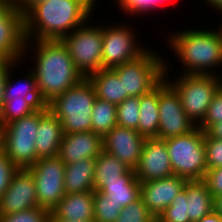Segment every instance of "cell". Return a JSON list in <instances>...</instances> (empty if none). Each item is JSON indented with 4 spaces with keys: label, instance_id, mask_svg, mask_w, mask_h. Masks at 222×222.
I'll list each match as a JSON object with an SVG mask.
<instances>
[{
    "label": "cell",
    "instance_id": "obj_1",
    "mask_svg": "<svg viewBox=\"0 0 222 222\" xmlns=\"http://www.w3.org/2000/svg\"><path fill=\"white\" fill-rule=\"evenodd\" d=\"M29 50L34 51L32 56L35 55L34 58L29 57L35 62L31 64H36L31 65L30 69L35 74L40 97L46 105L84 78L75 68L74 62L61 40L26 41L25 61Z\"/></svg>",
    "mask_w": 222,
    "mask_h": 222
},
{
    "label": "cell",
    "instance_id": "obj_2",
    "mask_svg": "<svg viewBox=\"0 0 222 222\" xmlns=\"http://www.w3.org/2000/svg\"><path fill=\"white\" fill-rule=\"evenodd\" d=\"M97 1L49 0L36 4L24 16L26 41L61 40L94 16Z\"/></svg>",
    "mask_w": 222,
    "mask_h": 222
},
{
    "label": "cell",
    "instance_id": "obj_3",
    "mask_svg": "<svg viewBox=\"0 0 222 222\" xmlns=\"http://www.w3.org/2000/svg\"><path fill=\"white\" fill-rule=\"evenodd\" d=\"M218 28L197 29L193 27L182 31H171L165 38L182 63L183 71L177 74L221 75L215 68L222 65V23ZM174 32V33H173ZM213 68V69H212Z\"/></svg>",
    "mask_w": 222,
    "mask_h": 222
},
{
    "label": "cell",
    "instance_id": "obj_4",
    "mask_svg": "<svg viewBox=\"0 0 222 222\" xmlns=\"http://www.w3.org/2000/svg\"><path fill=\"white\" fill-rule=\"evenodd\" d=\"M96 92L88 78L55 97L48 109L60 120L64 134L92 131L91 115Z\"/></svg>",
    "mask_w": 222,
    "mask_h": 222
},
{
    "label": "cell",
    "instance_id": "obj_5",
    "mask_svg": "<svg viewBox=\"0 0 222 222\" xmlns=\"http://www.w3.org/2000/svg\"><path fill=\"white\" fill-rule=\"evenodd\" d=\"M169 63L166 62L165 79L179 93L186 115L197 126L204 118L213 96L221 87V75L181 74L170 79ZM176 78V79H175Z\"/></svg>",
    "mask_w": 222,
    "mask_h": 222
},
{
    "label": "cell",
    "instance_id": "obj_6",
    "mask_svg": "<svg viewBox=\"0 0 222 222\" xmlns=\"http://www.w3.org/2000/svg\"><path fill=\"white\" fill-rule=\"evenodd\" d=\"M156 52L148 47L138 58L112 68L123 81L124 100L150 93L165 79L167 59Z\"/></svg>",
    "mask_w": 222,
    "mask_h": 222
},
{
    "label": "cell",
    "instance_id": "obj_7",
    "mask_svg": "<svg viewBox=\"0 0 222 222\" xmlns=\"http://www.w3.org/2000/svg\"><path fill=\"white\" fill-rule=\"evenodd\" d=\"M205 132L199 127L186 135L165 140L174 175L188 181L203 180L206 167Z\"/></svg>",
    "mask_w": 222,
    "mask_h": 222
},
{
    "label": "cell",
    "instance_id": "obj_8",
    "mask_svg": "<svg viewBox=\"0 0 222 222\" xmlns=\"http://www.w3.org/2000/svg\"><path fill=\"white\" fill-rule=\"evenodd\" d=\"M39 119L40 108L2 126V151L17 168H29L37 161L35 139Z\"/></svg>",
    "mask_w": 222,
    "mask_h": 222
},
{
    "label": "cell",
    "instance_id": "obj_9",
    "mask_svg": "<svg viewBox=\"0 0 222 222\" xmlns=\"http://www.w3.org/2000/svg\"><path fill=\"white\" fill-rule=\"evenodd\" d=\"M91 23L87 21L61 39L84 78L102 69L103 25Z\"/></svg>",
    "mask_w": 222,
    "mask_h": 222
},
{
    "label": "cell",
    "instance_id": "obj_10",
    "mask_svg": "<svg viewBox=\"0 0 222 222\" xmlns=\"http://www.w3.org/2000/svg\"><path fill=\"white\" fill-rule=\"evenodd\" d=\"M106 25V26H105ZM103 25L102 69H111L132 61L147 49L137 40V34L129 24ZM140 44V45H139Z\"/></svg>",
    "mask_w": 222,
    "mask_h": 222
},
{
    "label": "cell",
    "instance_id": "obj_11",
    "mask_svg": "<svg viewBox=\"0 0 222 222\" xmlns=\"http://www.w3.org/2000/svg\"><path fill=\"white\" fill-rule=\"evenodd\" d=\"M36 185L38 206L51 210L65 196V164L58 156L39 158L29 167Z\"/></svg>",
    "mask_w": 222,
    "mask_h": 222
},
{
    "label": "cell",
    "instance_id": "obj_12",
    "mask_svg": "<svg viewBox=\"0 0 222 222\" xmlns=\"http://www.w3.org/2000/svg\"><path fill=\"white\" fill-rule=\"evenodd\" d=\"M158 108L159 139L186 135L197 127L186 115L179 93L166 79L159 84Z\"/></svg>",
    "mask_w": 222,
    "mask_h": 222
},
{
    "label": "cell",
    "instance_id": "obj_13",
    "mask_svg": "<svg viewBox=\"0 0 222 222\" xmlns=\"http://www.w3.org/2000/svg\"><path fill=\"white\" fill-rule=\"evenodd\" d=\"M24 14L14 0H0V59L23 63L25 51Z\"/></svg>",
    "mask_w": 222,
    "mask_h": 222
},
{
    "label": "cell",
    "instance_id": "obj_14",
    "mask_svg": "<svg viewBox=\"0 0 222 222\" xmlns=\"http://www.w3.org/2000/svg\"><path fill=\"white\" fill-rule=\"evenodd\" d=\"M38 206L36 185L29 168H18L10 186L0 197V215H8Z\"/></svg>",
    "mask_w": 222,
    "mask_h": 222
},
{
    "label": "cell",
    "instance_id": "obj_15",
    "mask_svg": "<svg viewBox=\"0 0 222 222\" xmlns=\"http://www.w3.org/2000/svg\"><path fill=\"white\" fill-rule=\"evenodd\" d=\"M135 175L140 183L174 175L164 139L145 138Z\"/></svg>",
    "mask_w": 222,
    "mask_h": 222
},
{
    "label": "cell",
    "instance_id": "obj_16",
    "mask_svg": "<svg viewBox=\"0 0 222 222\" xmlns=\"http://www.w3.org/2000/svg\"><path fill=\"white\" fill-rule=\"evenodd\" d=\"M144 141L145 138L137 130L117 125L103 137V150L135 170Z\"/></svg>",
    "mask_w": 222,
    "mask_h": 222
},
{
    "label": "cell",
    "instance_id": "obj_17",
    "mask_svg": "<svg viewBox=\"0 0 222 222\" xmlns=\"http://www.w3.org/2000/svg\"><path fill=\"white\" fill-rule=\"evenodd\" d=\"M188 180L177 175L140 183V198L150 213L159 215L173 202L175 196L184 190Z\"/></svg>",
    "mask_w": 222,
    "mask_h": 222
},
{
    "label": "cell",
    "instance_id": "obj_18",
    "mask_svg": "<svg viewBox=\"0 0 222 222\" xmlns=\"http://www.w3.org/2000/svg\"><path fill=\"white\" fill-rule=\"evenodd\" d=\"M103 151V137L89 132L64 134L58 157L67 165L81 159H96Z\"/></svg>",
    "mask_w": 222,
    "mask_h": 222
},
{
    "label": "cell",
    "instance_id": "obj_19",
    "mask_svg": "<svg viewBox=\"0 0 222 222\" xmlns=\"http://www.w3.org/2000/svg\"><path fill=\"white\" fill-rule=\"evenodd\" d=\"M63 135L60 120L48 109L47 105L40 107L39 126L35 139L37 160L57 156Z\"/></svg>",
    "mask_w": 222,
    "mask_h": 222
},
{
    "label": "cell",
    "instance_id": "obj_20",
    "mask_svg": "<svg viewBox=\"0 0 222 222\" xmlns=\"http://www.w3.org/2000/svg\"><path fill=\"white\" fill-rule=\"evenodd\" d=\"M94 191L65 194L51 210L50 219L94 220Z\"/></svg>",
    "mask_w": 222,
    "mask_h": 222
},
{
    "label": "cell",
    "instance_id": "obj_21",
    "mask_svg": "<svg viewBox=\"0 0 222 222\" xmlns=\"http://www.w3.org/2000/svg\"><path fill=\"white\" fill-rule=\"evenodd\" d=\"M96 190L123 208L140 199V182L136 178L135 170L132 169L122 175L119 180L104 181Z\"/></svg>",
    "mask_w": 222,
    "mask_h": 222
},
{
    "label": "cell",
    "instance_id": "obj_22",
    "mask_svg": "<svg viewBox=\"0 0 222 222\" xmlns=\"http://www.w3.org/2000/svg\"><path fill=\"white\" fill-rule=\"evenodd\" d=\"M95 159H81L65 165L64 190L66 194L95 190Z\"/></svg>",
    "mask_w": 222,
    "mask_h": 222
},
{
    "label": "cell",
    "instance_id": "obj_23",
    "mask_svg": "<svg viewBox=\"0 0 222 222\" xmlns=\"http://www.w3.org/2000/svg\"><path fill=\"white\" fill-rule=\"evenodd\" d=\"M19 63L20 62H17L16 67L13 66L9 70L4 92V102L8 100H30L37 108L45 106L46 104L42 101L37 88L35 74L30 68L27 69V72L23 78L24 80L19 79L18 81L17 79L16 82L13 79V69H16L17 66H19Z\"/></svg>",
    "mask_w": 222,
    "mask_h": 222
},
{
    "label": "cell",
    "instance_id": "obj_24",
    "mask_svg": "<svg viewBox=\"0 0 222 222\" xmlns=\"http://www.w3.org/2000/svg\"><path fill=\"white\" fill-rule=\"evenodd\" d=\"M186 196L190 222H197L215 210V198L203 180L188 181Z\"/></svg>",
    "mask_w": 222,
    "mask_h": 222
},
{
    "label": "cell",
    "instance_id": "obj_25",
    "mask_svg": "<svg viewBox=\"0 0 222 222\" xmlns=\"http://www.w3.org/2000/svg\"><path fill=\"white\" fill-rule=\"evenodd\" d=\"M92 83L96 97L118 105L124 101L123 81H120L117 73L111 69H101L88 77Z\"/></svg>",
    "mask_w": 222,
    "mask_h": 222
},
{
    "label": "cell",
    "instance_id": "obj_26",
    "mask_svg": "<svg viewBox=\"0 0 222 222\" xmlns=\"http://www.w3.org/2000/svg\"><path fill=\"white\" fill-rule=\"evenodd\" d=\"M159 85L150 93L139 97L138 132L144 138H158L159 129Z\"/></svg>",
    "mask_w": 222,
    "mask_h": 222
},
{
    "label": "cell",
    "instance_id": "obj_27",
    "mask_svg": "<svg viewBox=\"0 0 222 222\" xmlns=\"http://www.w3.org/2000/svg\"><path fill=\"white\" fill-rule=\"evenodd\" d=\"M130 168L115 156L102 151L95 159L94 185L95 190L104 181L119 180Z\"/></svg>",
    "mask_w": 222,
    "mask_h": 222
},
{
    "label": "cell",
    "instance_id": "obj_28",
    "mask_svg": "<svg viewBox=\"0 0 222 222\" xmlns=\"http://www.w3.org/2000/svg\"><path fill=\"white\" fill-rule=\"evenodd\" d=\"M91 117L92 131L104 137L117 126V105L96 98Z\"/></svg>",
    "mask_w": 222,
    "mask_h": 222
},
{
    "label": "cell",
    "instance_id": "obj_29",
    "mask_svg": "<svg viewBox=\"0 0 222 222\" xmlns=\"http://www.w3.org/2000/svg\"><path fill=\"white\" fill-rule=\"evenodd\" d=\"M38 108L30 100H8L4 102L0 111V124L7 125L10 122L26 117Z\"/></svg>",
    "mask_w": 222,
    "mask_h": 222
},
{
    "label": "cell",
    "instance_id": "obj_30",
    "mask_svg": "<svg viewBox=\"0 0 222 222\" xmlns=\"http://www.w3.org/2000/svg\"><path fill=\"white\" fill-rule=\"evenodd\" d=\"M139 97H128L117 105V125L138 131Z\"/></svg>",
    "mask_w": 222,
    "mask_h": 222
},
{
    "label": "cell",
    "instance_id": "obj_31",
    "mask_svg": "<svg viewBox=\"0 0 222 222\" xmlns=\"http://www.w3.org/2000/svg\"><path fill=\"white\" fill-rule=\"evenodd\" d=\"M173 1V0H172ZM117 7L120 8L124 14L128 16H145V13L150 15L153 11L159 8H166L165 5H169L170 0H115ZM168 2V3H167Z\"/></svg>",
    "mask_w": 222,
    "mask_h": 222
},
{
    "label": "cell",
    "instance_id": "obj_32",
    "mask_svg": "<svg viewBox=\"0 0 222 222\" xmlns=\"http://www.w3.org/2000/svg\"><path fill=\"white\" fill-rule=\"evenodd\" d=\"M94 221L116 222L122 206H118L109 200V197L98 190H94Z\"/></svg>",
    "mask_w": 222,
    "mask_h": 222
},
{
    "label": "cell",
    "instance_id": "obj_33",
    "mask_svg": "<svg viewBox=\"0 0 222 222\" xmlns=\"http://www.w3.org/2000/svg\"><path fill=\"white\" fill-rule=\"evenodd\" d=\"M161 222H190L187 208L186 185L184 190L178 193L170 206L158 217Z\"/></svg>",
    "mask_w": 222,
    "mask_h": 222
},
{
    "label": "cell",
    "instance_id": "obj_34",
    "mask_svg": "<svg viewBox=\"0 0 222 222\" xmlns=\"http://www.w3.org/2000/svg\"><path fill=\"white\" fill-rule=\"evenodd\" d=\"M155 217L150 213L143 200L130 203L120 211L116 222H153Z\"/></svg>",
    "mask_w": 222,
    "mask_h": 222
},
{
    "label": "cell",
    "instance_id": "obj_35",
    "mask_svg": "<svg viewBox=\"0 0 222 222\" xmlns=\"http://www.w3.org/2000/svg\"><path fill=\"white\" fill-rule=\"evenodd\" d=\"M50 211L42 207L30 208L8 215H0V222H49Z\"/></svg>",
    "mask_w": 222,
    "mask_h": 222
},
{
    "label": "cell",
    "instance_id": "obj_36",
    "mask_svg": "<svg viewBox=\"0 0 222 222\" xmlns=\"http://www.w3.org/2000/svg\"><path fill=\"white\" fill-rule=\"evenodd\" d=\"M222 121V87L213 96L203 120L197 125L204 132L213 124Z\"/></svg>",
    "mask_w": 222,
    "mask_h": 222
},
{
    "label": "cell",
    "instance_id": "obj_37",
    "mask_svg": "<svg viewBox=\"0 0 222 222\" xmlns=\"http://www.w3.org/2000/svg\"><path fill=\"white\" fill-rule=\"evenodd\" d=\"M204 145L207 170L222 167V140L212 138L205 132Z\"/></svg>",
    "mask_w": 222,
    "mask_h": 222
},
{
    "label": "cell",
    "instance_id": "obj_38",
    "mask_svg": "<svg viewBox=\"0 0 222 222\" xmlns=\"http://www.w3.org/2000/svg\"><path fill=\"white\" fill-rule=\"evenodd\" d=\"M17 169L18 168L1 150L0 151V197L10 186L12 176L14 175Z\"/></svg>",
    "mask_w": 222,
    "mask_h": 222
},
{
    "label": "cell",
    "instance_id": "obj_39",
    "mask_svg": "<svg viewBox=\"0 0 222 222\" xmlns=\"http://www.w3.org/2000/svg\"><path fill=\"white\" fill-rule=\"evenodd\" d=\"M203 181L214 198L222 194V167L207 170Z\"/></svg>",
    "mask_w": 222,
    "mask_h": 222
},
{
    "label": "cell",
    "instance_id": "obj_40",
    "mask_svg": "<svg viewBox=\"0 0 222 222\" xmlns=\"http://www.w3.org/2000/svg\"><path fill=\"white\" fill-rule=\"evenodd\" d=\"M17 61H10L8 59H0V111L4 105V92L9 70L16 66Z\"/></svg>",
    "mask_w": 222,
    "mask_h": 222
},
{
    "label": "cell",
    "instance_id": "obj_41",
    "mask_svg": "<svg viewBox=\"0 0 222 222\" xmlns=\"http://www.w3.org/2000/svg\"><path fill=\"white\" fill-rule=\"evenodd\" d=\"M18 9L24 14V16L38 3L49 0H14Z\"/></svg>",
    "mask_w": 222,
    "mask_h": 222
},
{
    "label": "cell",
    "instance_id": "obj_42",
    "mask_svg": "<svg viewBox=\"0 0 222 222\" xmlns=\"http://www.w3.org/2000/svg\"><path fill=\"white\" fill-rule=\"evenodd\" d=\"M205 132L212 138L222 140V121L211 125Z\"/></svg>",
    "mask_w": 222,
    "mask_h": 222
},
{
    "label": "cell",
    "instance_id": "obj_43",
    "mask_svg": "<svg viewBox=\"0 0 222 222\" xmlns=\"http://www.w3.org/2000/svg\"><path fill=\"white\" fill-rule=\"evenodd\" d=\"M197 222H222V217L216 210H213L211 213L205 215Z\"/></svg>",
    "mask_w": 222,
    "mask_h": 222
},
{
    "label": "cell",
    "instance_id": "obj_44",
    "mask_svg": "<svg viewBox=\"0 0 222 222\" xmlns=\"http://www.w3.org/2000/svg\"><path fill=\"white\" fill-rule=\"evenodd\" d=\"M204 2H207L206 4L210 7H212L213 8V11L214 10H218V12L219 13H221V14H219V15H222V0H203Z\"/></svg>",
    "mask_w": 222,
    "mask_h": 222
},
{
    "label": "cell",
    "instance_id": "obj_45",
    "mask_svg": "<svg viewBox=\"0 0 222 222\" xmlns=\"http://www.w3.org/2000/svg\"><path fill=\"white\" fill-rule=\"evenodd\" d=\"M215 210L218 213H222V194L215 198Z\"/></svg>",
    "mask_w": 222,
    "mask_h": 222
},
{
    "label": "cell",
    "instance_id": "obj_46",
    "mask_svg": "<svg viewBox=\"0 0 222 222\" xmlns=\"http://www.w3.org/2000/svg\"><path fill=\"white\" fill-rule=\"evenodd\" d=\"M49 222H95L94 220H64V219H50Z\"/></svg>",
    "mask_w": 222,
    "mask_h": 222
},
{
    "label": "cell",
    "instance_id": "obj_47",
    "mask_svg": "<svg viewBox=\"0 0 222 222\" xmlns=\"http://www.w3.org/2000/svg\"><path fill=\"white\" fill-rule=\"evenodd\" d=\"M2 150V125L0 124V151Z\"/></svg>",
    "mask_w": 222,
    "mask_h": 222
},
{
    "label": "cell",
    "instance_id": "obj_48",
    "mask_svg": "<svg viewBox=\"0 0 222 222\" xmlns=\"http://www.w3.org/2000/svg\"><path fill=\"white\" fill-rule=\"evenodd\" d=\"M153 222H161L158 218H155Z\"/></svg>",
    "mask_w": 222,
    "mask_h": 222
}]
</instances>
